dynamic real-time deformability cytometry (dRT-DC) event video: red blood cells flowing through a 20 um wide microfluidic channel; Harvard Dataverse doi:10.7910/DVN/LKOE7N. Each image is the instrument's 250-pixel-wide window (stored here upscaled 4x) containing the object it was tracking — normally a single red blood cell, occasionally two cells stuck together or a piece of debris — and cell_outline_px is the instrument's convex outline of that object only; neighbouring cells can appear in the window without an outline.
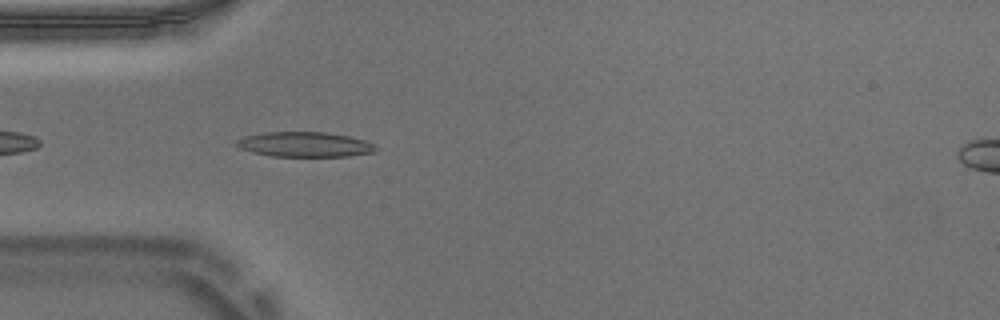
{"species": "Egyptian fruit bat (a non-hibernating species)", "species_latin": "Rousettus aegyptiacus", "temperature_condition": "warm", "stored_images_in_passage": 6, "camera_frame_rate_fps": 3000, "um_per_image_px": 0.085, "animal": {"sex": "male"}, "frame": {"image": 1, "passage_image": 3, "time_ms": 0.667, "image_size_px": [1000, 320], "cell_outline_px": [[376, 152], [348, 156], [272, 156], [252, 152], [240, 148], [236, 144], [236, 140], [244, 136], [264, 132], [328, 132], [368, 140], [376, 144]], "centroid_in_image_um": [25.95, 12.27], "position_along_channel_um": 59.1, "area_um2": 20.4}}